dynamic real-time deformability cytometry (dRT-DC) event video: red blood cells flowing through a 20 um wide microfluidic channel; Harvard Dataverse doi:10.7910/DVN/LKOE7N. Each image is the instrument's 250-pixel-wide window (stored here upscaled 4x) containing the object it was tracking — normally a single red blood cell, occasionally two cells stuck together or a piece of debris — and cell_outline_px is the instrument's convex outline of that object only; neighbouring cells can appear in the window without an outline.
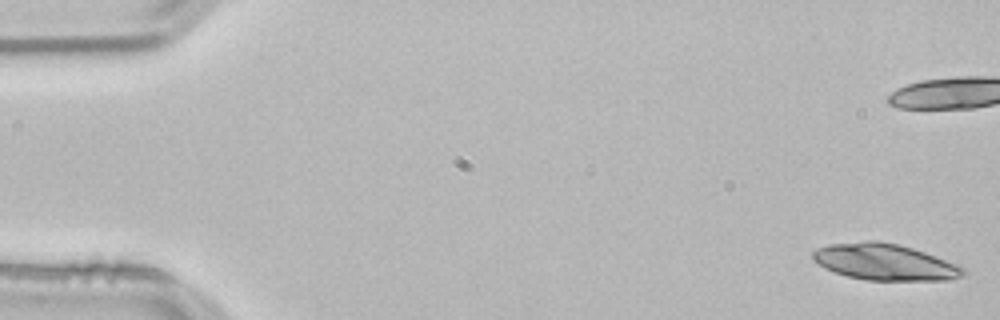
{"species": "common noctule bat (a hibernating species)", "species_latin": "Nyctalus noctula", "temperature_condition": "room temperature", "stored_images_in_passage": 21, "camera_frame_rate_fps": 3000, "um_per_image_px": 0.085, "animal": {"sex": "male", "body_mass_g": 21.5, "forearm_length_mm": 52.0}, "frame": {"image": 1, "passage_image": 1, "time_ms": 0.0, "image_size_px": [1000, 320], "cell_outline_px": [[968, 272], [964, 276], [948, 280], [868, 280], [848, 276], [824, 268], [812, 260], [812, 252], [828, 244], [864, 240], [876, 240], [900, 244], [936, 256], [956, 264], [964, 268]], "centroid_in_image_um": [75.21, 22.26], "position_along_channel_um": 9.8, "area_um2": 31.96}}